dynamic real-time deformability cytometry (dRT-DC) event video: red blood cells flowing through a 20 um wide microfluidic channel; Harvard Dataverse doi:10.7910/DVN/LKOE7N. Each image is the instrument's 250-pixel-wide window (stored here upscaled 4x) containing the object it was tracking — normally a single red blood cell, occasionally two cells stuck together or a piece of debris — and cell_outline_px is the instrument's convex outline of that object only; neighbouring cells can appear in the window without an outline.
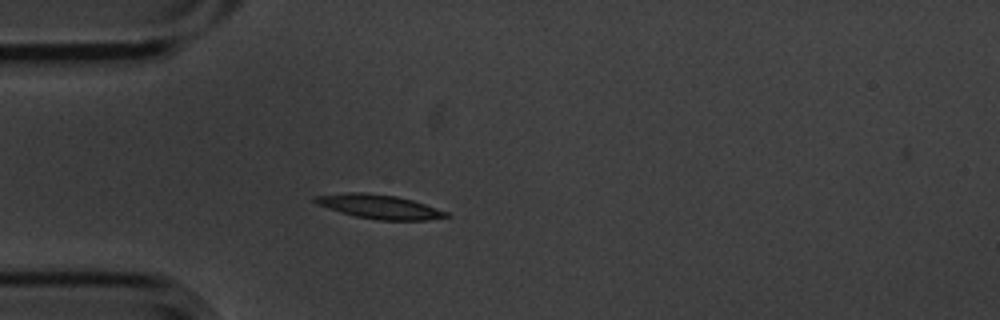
{"species": "common noctule bat (a hibernating species)", "species_latin": "Nyctalus noctula", "temperature_condition": "cold", "stored_images_in_passage": 3, "camera_frame_rate_fps": 3000, "um_per_image_px": 0.085, "animal": {"sex": "male", "body_mass_g": 20.1, "forearm_length_mm": 53.5}, "frame": {"image": 1, "passage_image": 3, "time_ms": 0.667, "image_size_px": [1000, 320], "cell_outline_px": [[452, 216], [428, 220], [380, 220], [356, 216], [340, 212], [316, 204], [312, 200], [312, 196], [348, 192], [364, 192], [396, 196], [412, 200], [448, 212]], "centroid_in_image_um": [32.21, 17.56], "position_along_channel_um": 52.8, "area_um2": 18.38}}